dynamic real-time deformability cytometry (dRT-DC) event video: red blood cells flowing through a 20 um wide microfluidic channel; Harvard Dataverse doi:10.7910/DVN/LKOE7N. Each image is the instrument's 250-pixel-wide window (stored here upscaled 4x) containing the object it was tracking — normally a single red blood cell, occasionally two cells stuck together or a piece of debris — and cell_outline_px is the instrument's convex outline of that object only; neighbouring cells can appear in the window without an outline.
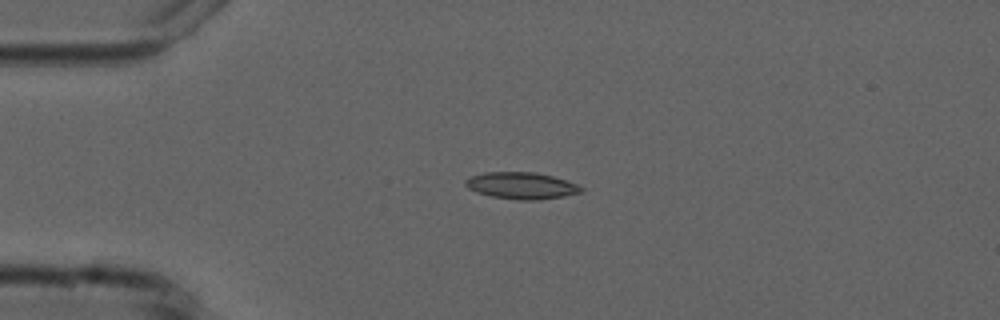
{"species": "common noctule bat (a hibernating species)", "species_latin": "Nyctalus noctula", "temperature_condition": "cold", "stored_images_in_passage": 4, "camera_frame_rate_fps": 3000, "um_per_image_px": 0.085, "animal": {"sex": "male", "forearm_length_mm": 52.5}, "frame": {"image": 1, "passage_image": 4, "time_ms": 3.667, "image_size_px": [1000, 320], "cell_outline_px": [[584, 188], [580, 192], [564, 196], [540, 200], [520, 200], [492, 196], [476, 192], [468, 188], [464, 184], [464, 180], [468, 176], [484, 172], [536, 172], [552, 176], [576, 184]], "centroid_in_image_um": [44.27, 15.77], "position_along_channel_um": 40.7, "area_um2": 18.03}}